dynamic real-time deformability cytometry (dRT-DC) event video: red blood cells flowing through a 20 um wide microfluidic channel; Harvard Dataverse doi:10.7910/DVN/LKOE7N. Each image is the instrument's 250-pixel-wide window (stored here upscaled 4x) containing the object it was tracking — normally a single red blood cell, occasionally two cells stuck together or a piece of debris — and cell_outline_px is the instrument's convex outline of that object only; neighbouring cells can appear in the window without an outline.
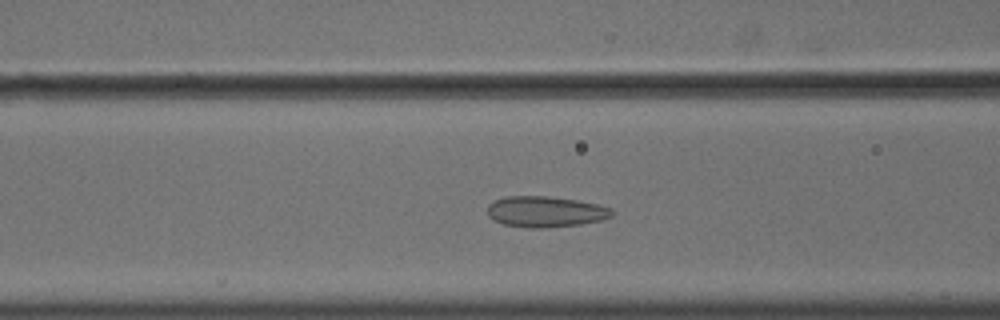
{"species": "common noctule bat (a hibernating species)", "species_latin": "Nyctalus noctula", "temperature_condition": "cold", "stored_images_in_passage": 50, "camera_frame_rate_fps": 3000, "um_per_image_px": 0.085, "animal": {"sex": "male", "body_mass_g": 18.8}, "frame": {"image": 1, "passage_image": 22, "time_ms": 7.0, "image_size_px": [1000, 320], "cell_outline_px": [[616, 212], [612, 216], [600, 220], [580, 224], [544, 228], [528, 228], [504, 224], [492, 220], [488, 216], [488, 204], [504, 196], [548, 196], [576, 200], [600, 204], [612, 208]], "centroid_in_image_um": [46.38, 17.99], "position_along_channel_um": 120.2, "area_um2": 22.6}}
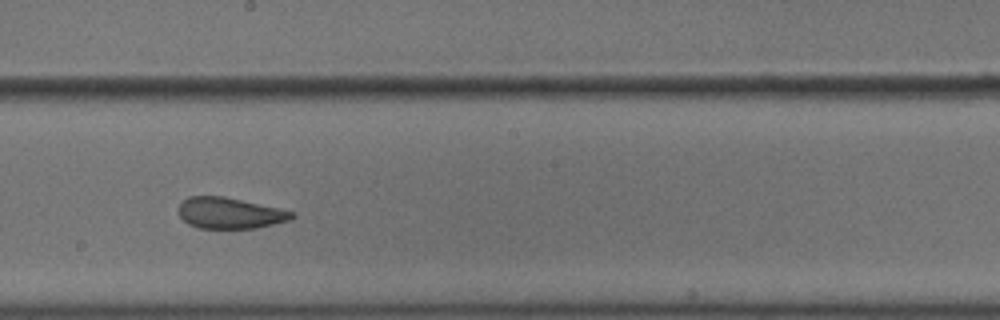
{"frame": {"image": 2, "passage_image": 31, "time_ms": 10.0, "image_size_px": [1000, 320], "cell_outline_px": [[296, 216], [292, 220], [256, 228], [200, 228], [188, 224], [180, 216], [180, 204], [188, 196], [224, 196], [280, 208], [292, 212]], "centroid_in_image_um": [19.57, 18.11], "position_along_channel_um": 228.6, "area_um2": 20.46}}
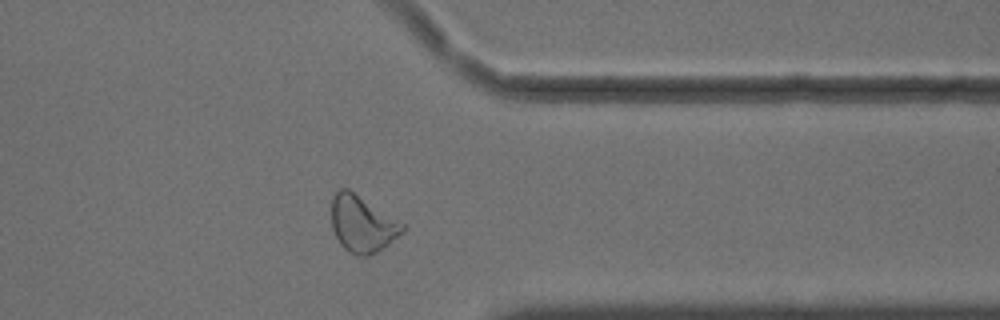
{"frame": {"image": 3, "passage_image": 44, "time_ms": 14.333, "image_size_px": [1000, 320], "cell_outline_px": [[404, 232], [388, 244], [376, 252], [368, 256], [356, 256], [348, 252], [340, 244], [332, 228], [332, 196], [340, 188], [348, 188], [404, 224]], "centroid_in_image_um": [30.77, 19.04], "position_along_channel_um": 380.6, "area_um2": 23.24}}